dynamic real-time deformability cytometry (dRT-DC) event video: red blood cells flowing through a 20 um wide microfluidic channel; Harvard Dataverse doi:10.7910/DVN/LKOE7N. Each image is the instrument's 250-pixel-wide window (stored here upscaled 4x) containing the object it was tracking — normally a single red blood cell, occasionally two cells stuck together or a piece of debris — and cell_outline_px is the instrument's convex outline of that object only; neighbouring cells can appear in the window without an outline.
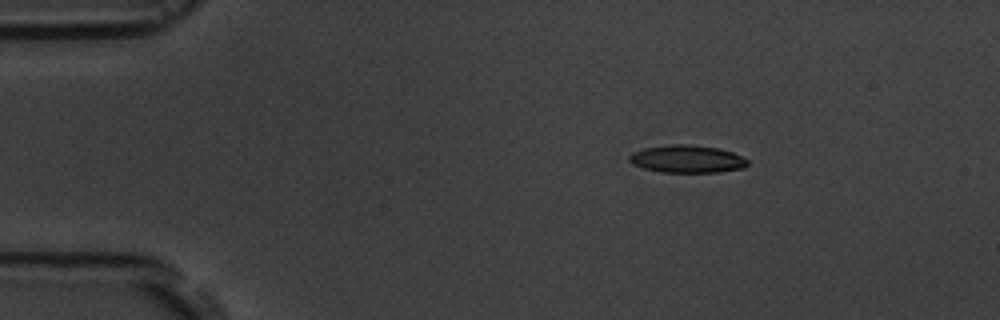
{"species": "common noctule bat (a hibernating species)", "species_latin": "Nyctalus noctula", "temperature_condition": "room temperature", "stored_images_in_passage": 4, "camera_frame_rate_fps": 3000, "um_per_image_px": 0.085, "animal": {"sex": "male", "body_mass_g": 19.5, "forearm_length_mm": 54.6}, "frame": {"image": 1, "passage_image": 2, "time_ms": 1.333, "image_size_px": [1000, 320], "cell_outline_px": [[748, 164], [744, 168], [720, 172], [660, 172], [644, 168], [632, 164], [628, 160], [628, 156], [632, 152], [644, 148], [672, 144], [692, 144], [720, 148], [732, 152], [748, 160]], "centroid_in_image_um": [58.39, 13.51], "position_along_channel_um": 26.6, "area_um2": 19.19}}